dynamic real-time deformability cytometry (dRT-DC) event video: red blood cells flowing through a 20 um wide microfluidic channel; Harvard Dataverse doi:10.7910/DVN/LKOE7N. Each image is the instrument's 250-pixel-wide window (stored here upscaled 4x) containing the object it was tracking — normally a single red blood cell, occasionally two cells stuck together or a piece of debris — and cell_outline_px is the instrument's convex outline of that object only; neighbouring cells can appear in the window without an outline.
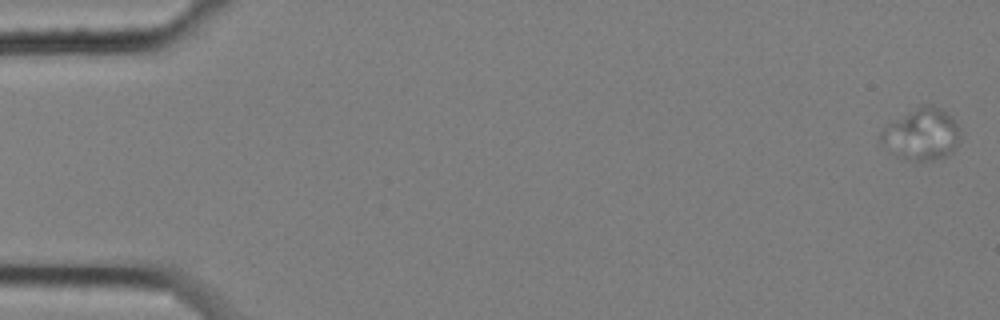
{"species": "common noctule bat (a hibernating species)", "species_latin": "Nyctalus noctula", "temperature_condition": "cold", "stored_images_in_passage": 6, "camera_frame_rate_fps": 3000, "um_per_image_px": 0.085, "animal": {"sex": "female", "body_mass_g": 25.1}, "frame": {"image": 1, "passage_image": 1, "time_ms": 0.0, "image_size_px": [1000, 320], "cell_outline_px": [[960, 136], [956, 148], [952, 152], [944, 156], [920, 164], [916, 164], [896, 156], [888, 152], [880, 140], [880, 132], [888, 124], [920, 104], [928, 104], [940, 108], [948, 112], [952, 116], [956, 124]], "centroid_in_image_um": [78.32, 11.45], "position_along_channel_um": 6.7, "area_um2": 24.45}}
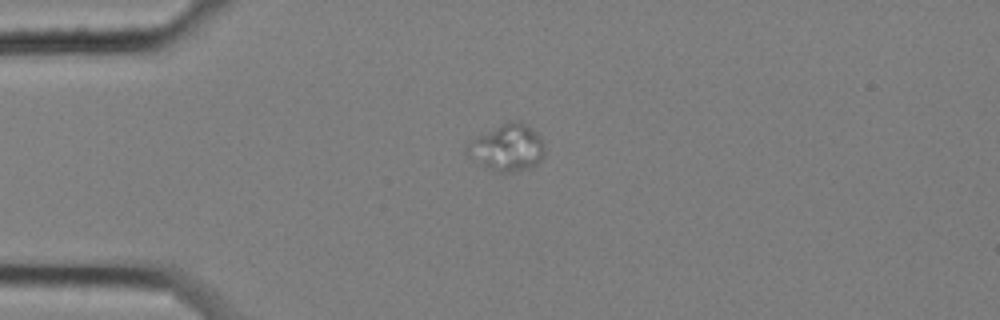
{"frame": {"image": 2, "passage_image": 5, "time_ms": 1.333, "image_size_px": [1000, 320], "cell_outline_px": [[544, 156], [536, 164], [528, 168], [504, 176], [480, 164], [464, 152], [464, 148], [476, 136], [508, 120], [516, 120], [524, 124], [536, 132], [540, 136], [544, 152]], "centroid_in_image_um": [43.08, 12.58], "position_along_channel_um": 41.9, "area_um2": 21.39}}